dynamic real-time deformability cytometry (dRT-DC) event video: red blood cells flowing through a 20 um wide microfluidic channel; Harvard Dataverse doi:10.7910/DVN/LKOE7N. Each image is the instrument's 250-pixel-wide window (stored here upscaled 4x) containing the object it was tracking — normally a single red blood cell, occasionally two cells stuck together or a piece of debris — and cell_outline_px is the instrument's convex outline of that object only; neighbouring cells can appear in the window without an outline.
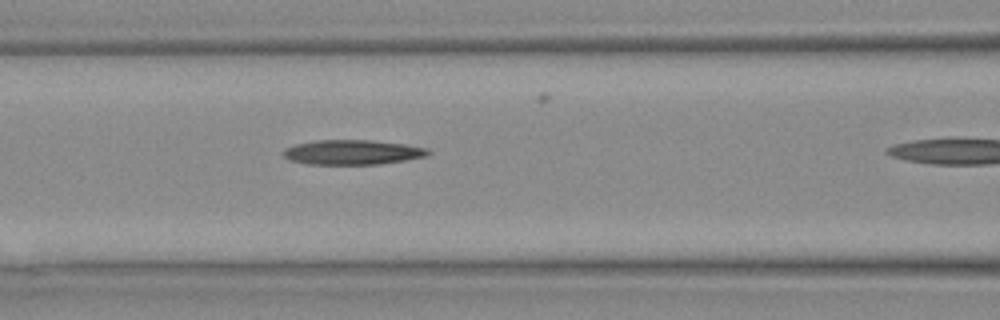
{"species": "Egyptian fruit bat (a non-hibernating species)", "species_latin": "Rousettus aegyptiacus", "temperature_condition": "warm", "stored_images_in_passage": 5, "camera_frame_rate_fps": 3000, "um_per_image_px": 0.085, "animal": {"sex": "female"}, "frame": {"image": 1, "passage_image": 4, "time_ms": 1.0, "image_size_px": [1000, 320], "cell_outline_px": [[432, 152], [428, 156], [380, 164], [304, 164], [288, 160], [280, 152], [284, 148], [296, 144], [316, 140], [372, 140], [404, 144], [428, 148]], "centroid_in_image_um": [29.93, 12.94], "position_along_channel_um": 136.7, "area_um2": 21.1}}